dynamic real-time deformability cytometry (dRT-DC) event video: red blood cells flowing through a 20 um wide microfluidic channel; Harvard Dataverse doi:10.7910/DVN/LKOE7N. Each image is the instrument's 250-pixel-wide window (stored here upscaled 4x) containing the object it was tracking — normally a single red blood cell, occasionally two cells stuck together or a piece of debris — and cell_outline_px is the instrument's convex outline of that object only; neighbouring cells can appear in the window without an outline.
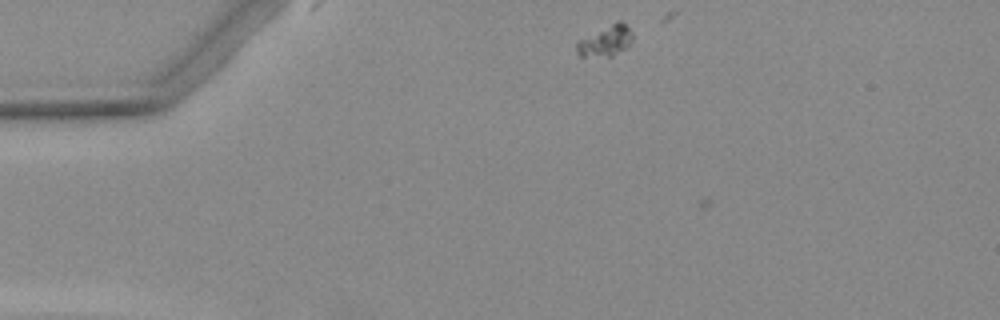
{"species": "Egyptian fruit bat (a non-hibernating species)", "species_latin": "Rousettus aegyptiacus", "temperature_condition": "warm", "stored_images_in_passage": 4, "camera_frame_rate_fps": 3000, "um_per_image_px": 0.085, "animal": {"sex": "female"}, "frame": {"image": 1, "passage_image": 1, "time_ms": 0.0, "image_size_px": [1000, 320], "cell_outline_px": [[632, 40], [628, 48], [612, 56], [580, 56], [576, 52], [576, 40], [616, 20], [620, 20], [632, 32]], "centroid_in_image_um": [51.45, 3.46], "position_along_channel_um": 33.5, "area_um2": 10.29}}
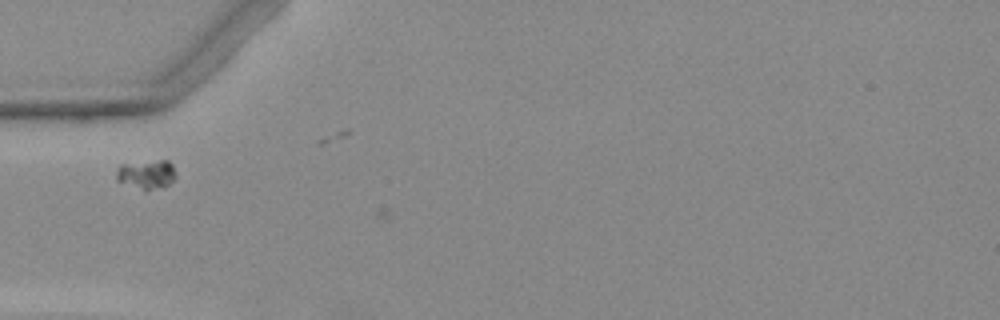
{"frame": {"image": 2, "passage_image": 3, "time_ms": 2.667, "image_size_px": [1000, 320], "cell_outline_px": [[176, 176], [164, 188], [148, 192], [144, 192], [116, 180], [116, 168], [120, 164], [160, 160], [168, 160], [172, 164]], "centroid_in_image_um": [12.43, 14.86], "position_along_channel_um": 72.6, "area_um2": 10.46}}